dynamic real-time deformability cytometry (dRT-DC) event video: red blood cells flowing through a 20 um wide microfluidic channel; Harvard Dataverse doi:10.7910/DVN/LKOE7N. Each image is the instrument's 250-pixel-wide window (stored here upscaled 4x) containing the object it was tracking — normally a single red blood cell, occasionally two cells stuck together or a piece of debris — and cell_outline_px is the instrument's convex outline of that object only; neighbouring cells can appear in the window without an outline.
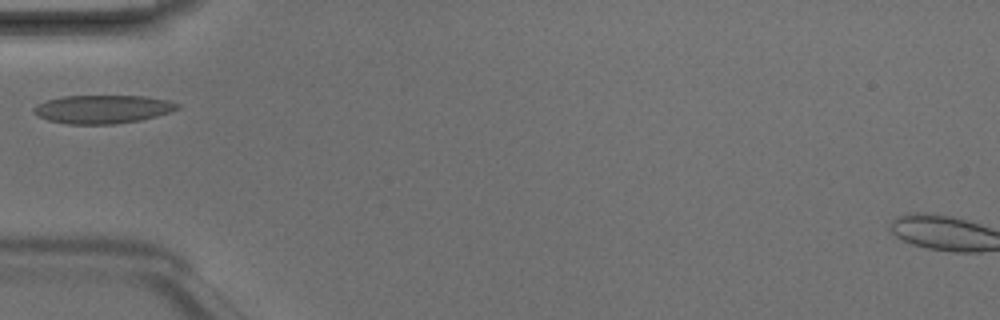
{"species": "Egyptian fruit bat (a non-hibernating species)", "species_latin": "Rousettus aegyptiacus", "temperature_condition": "room temperature", "stored_images_in_passage": 2, "camera_frame_rate_fps": 3000, "um_per_image_px": 0.085, "animal": {"sex": "male"}, "frame": {"image": 1, "passage_image": 2, "time_ms": 0.333, "image_size_px": [1000, 320], "cell_outline_px": [[180, 108], [156, 116], [140, 120], [112, 124], [64, 124], [48, 120], [32, 112], [32, 108], [48, 100], [64, 96], [144, 96], [168, 100], [180, 104]], "centroid_in_image_um": [8.73, 9.28], "position_along_channel_um": 76.3, "area_um2": 23.58}}